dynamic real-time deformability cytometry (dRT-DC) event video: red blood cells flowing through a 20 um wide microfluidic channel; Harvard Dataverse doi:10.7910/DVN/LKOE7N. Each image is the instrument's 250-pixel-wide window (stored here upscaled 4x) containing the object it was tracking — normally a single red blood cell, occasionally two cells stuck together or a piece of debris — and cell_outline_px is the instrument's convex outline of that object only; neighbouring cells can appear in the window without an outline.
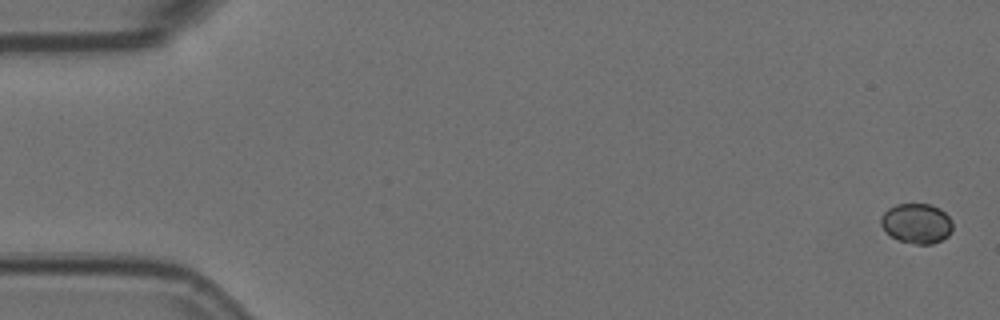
{"species": "Egyptian fruit bat (a non-hibernating species)", "species_latin": "Rousettus aegyptiacus", "temperature_condition": "room temperature", "stored_images_in_passage": 8, "camera_frame_rate_fps": 3000, "um_per_image_px": 0.085, "animal": {"sex": "female"}, "frame": {"image": 1, "passage_image": 1, "time_ms": 0.0, "image_size_px": [1000, 320], "cell_outline_px": [[952, 232], [948, 236], [932, 244], [916, 244], [900, 240], [892, 236], [880, 224], [880, 216], [888, 208], [896, 204], [932, 204], [940, 208], [952, 220]], "centroid_in_image_um": [77.93, 18.97], "position_along_channel_um": 7.1, "area_um2": 16.7}}
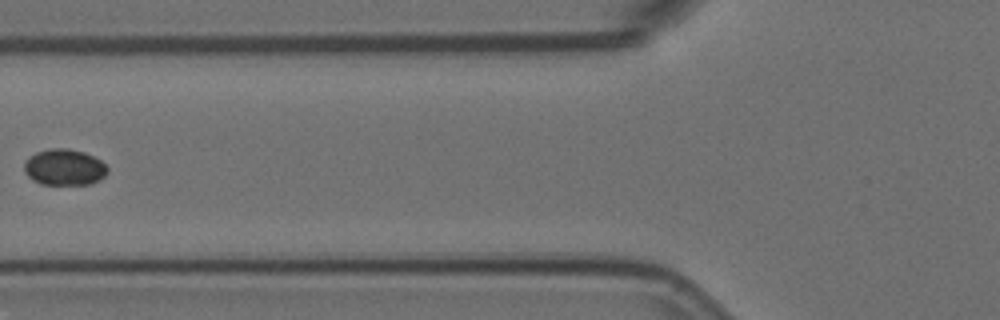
{"frame": {"image": 2, "passage_image": 7, "time_ms": 2.0, "image_size_px": [1000, 320], "cell_outline_px": [[108, 172], [100, 180], [88, 184], [40, 184], [32, 180], [24, 172], [24, 164], [28, 156], [36, 152], [48, 148], [68, 148], [84, 152], [100, 160], [108, 168]], "centroid_in_image_um": [5.44, 14.21], "position_along_channel_um": 120.4, "area_um2": 17.69}}
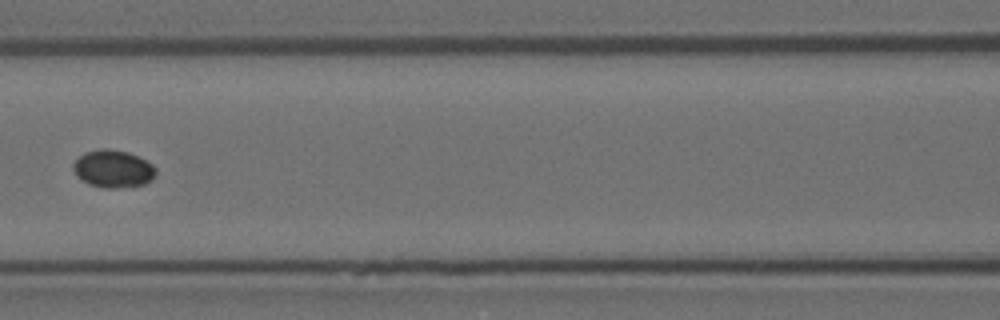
{"frame": {"image": 3, "passage_image": 8, "time_ms": 2.333, "image_size_px": [1000, 320], "cell_outline_px": [[156, 176], [152, 180], [144, 184], [116, 188], [104, 188], [88, 184], [76, 176], [72, 168], [72, 164], [84, 152], [104, 148], [128, 152], [152, 164], [156, 168]], "centroid_in_image_um": [9.6, 14.36], "position_along_channel_um": 157.0, "area_um2": 18.09}}